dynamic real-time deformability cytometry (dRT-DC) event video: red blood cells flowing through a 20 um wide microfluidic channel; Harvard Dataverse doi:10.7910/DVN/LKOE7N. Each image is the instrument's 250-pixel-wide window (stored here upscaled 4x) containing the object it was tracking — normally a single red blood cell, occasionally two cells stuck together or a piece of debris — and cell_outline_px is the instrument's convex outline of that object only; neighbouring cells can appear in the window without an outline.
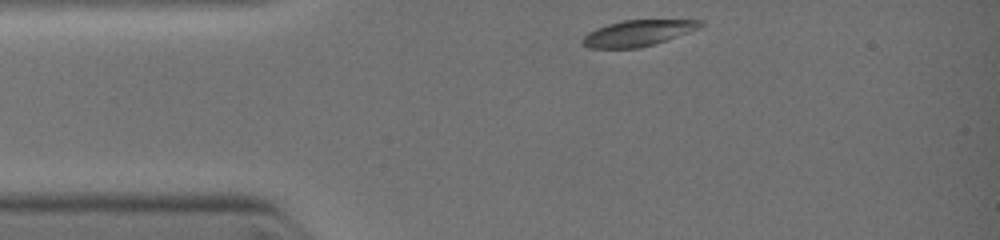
{"species": "common noctule bat (a hibernating species)", "species_latin": "Nyctalus noctula", "temperature_condition": "warm", "stored_images_in_passage": 7, "camera_frame_rate_fps": 3000, "um_per_image_px": 0.085, "animal": {"sex": "female", "body_mass_g": 19.0, "forearm_length_mm": 51.5}, "frame": {"image": 1, "passage_image": 1, "time_ms": 0.0, "image_size_px": [1000, 240], "cell_outline_px": [[704, 24], [688, 32], [652, 44], [636, 48], [592, 48], [584, 44], [580, 40], [588, 32], [596, 28], [608, 24], [624, 20], [704, 20]], "centroid_in_image_um": [54.17, 2.8], "position_along_channel_um": 30.8, "area_um2": 17.4}}